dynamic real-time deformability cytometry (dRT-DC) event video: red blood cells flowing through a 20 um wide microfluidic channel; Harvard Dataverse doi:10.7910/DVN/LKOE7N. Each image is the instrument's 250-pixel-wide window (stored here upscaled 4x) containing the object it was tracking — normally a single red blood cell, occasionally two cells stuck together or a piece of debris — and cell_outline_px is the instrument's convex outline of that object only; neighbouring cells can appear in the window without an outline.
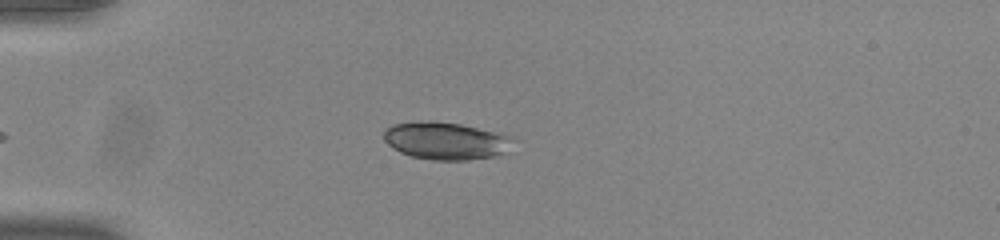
{"species": "common noctule bat (a hibernating species)", "species_latin": "Nyctalus noctula", "temperature_condition": "room temperature", "stored_images_in_passage": 42, "camera_frame_rate_fps": 3000, "um_per_image_px": 0.085, "animal": {"sex": "male", "body_mass_g": 20.0, "forearm_length_mm": 53.3}, "frame": {"image": 1, "passage_image": 4, "time_ms": 1.0, "image_size_px": [1000, 240], "cell_outline_px": [[516, 140], [504, 152], [496, 156], [468, 160], [432, 160], [412, 156], [400, 152], [392, 148], [384, 140], [384, 128], [392, 124], [420, 120], [432, 120], [460, 124], [500, 132], [516, 136]], "centroid_in_image_um": [37.91, 11.95], "position_along_channel_um": 47.1, "area_um2": 28.78}}
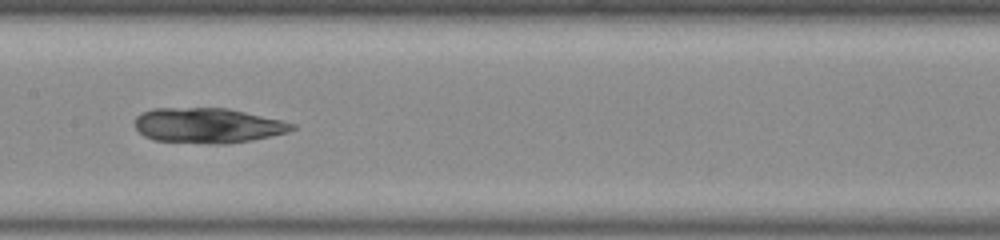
{"frame": {"image": 2, "passage_image": 17, "time_ms": 5.333, "image_size_px": [1000, 240], "cell_outline_px": [[296, 128], [288, 132], [252, 140], [228, 144], [212, 144], [156, 140], [144, 136], [136, 128], [136, 116], [140, 112], [152, 108], [228, 108], [280, 120], [296, 124]], "centroid_in_image_um": [17.66, 10.66], "position_along_channel_um": 189.7, "area_um2": 32.14}}
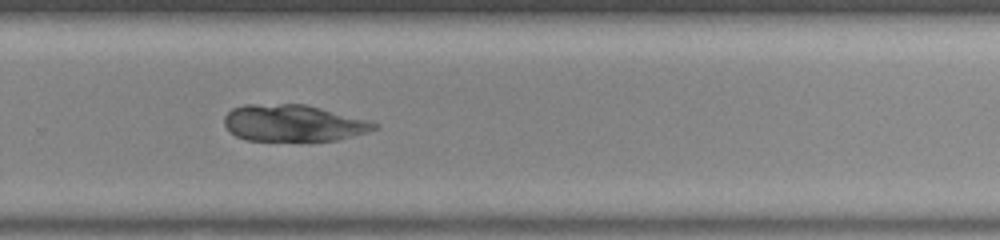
{"frame": {"image": 3, "passage_image": 26, "time_ms": 8.333, "image_size_px": [1000, 240], "cell_outline_px": [[380, 124], [376, 128], [368, 132], [336, 140], [248, 140], [236, 136], [224, 124], [224, 116], [232, 108], [244, 104], [304, 104], [372, 120]], "centroid_in_image_um": [24.97, 10.45], "position_along_channel_um": 304.8, "area_um2": 32.02}}